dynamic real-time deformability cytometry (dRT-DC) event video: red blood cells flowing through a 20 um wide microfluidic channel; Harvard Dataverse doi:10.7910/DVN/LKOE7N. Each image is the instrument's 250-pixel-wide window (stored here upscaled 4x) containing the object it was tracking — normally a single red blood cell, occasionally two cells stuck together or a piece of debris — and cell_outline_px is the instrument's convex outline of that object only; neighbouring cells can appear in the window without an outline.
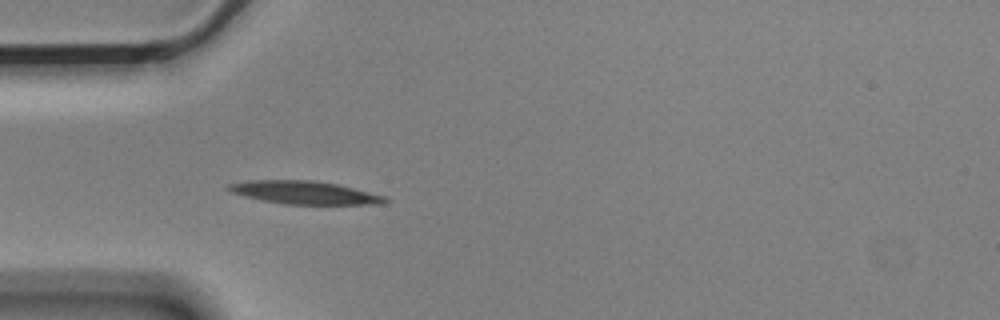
{"species": "Egyptian fruit bat (a non-hibernating species)", "species_latin": "Rousettus aegyptiacus", "temperature_condition": "cold", "stored_images_in_passage": 4, "camera_frame_rate_fps": 3000, "um_per_image_px": 0.085, "animal": {"sex": "male"}, "frame": {"image": 1, "passage_image": 4, "time_ms": 1.0, "image_size_px": [1000, 320], "cell_outline_px": [[392, 200], [380, 204], [284, 204], [244, 196], [232, 192], [224, 188], [228, 184], [248, 180], [312, 180], [336, 184], [384, 196]], "centroid_in_image_um": [25.85, 16.36], "position_along_channel_um": 59.2, "area_um2": 20.81}}